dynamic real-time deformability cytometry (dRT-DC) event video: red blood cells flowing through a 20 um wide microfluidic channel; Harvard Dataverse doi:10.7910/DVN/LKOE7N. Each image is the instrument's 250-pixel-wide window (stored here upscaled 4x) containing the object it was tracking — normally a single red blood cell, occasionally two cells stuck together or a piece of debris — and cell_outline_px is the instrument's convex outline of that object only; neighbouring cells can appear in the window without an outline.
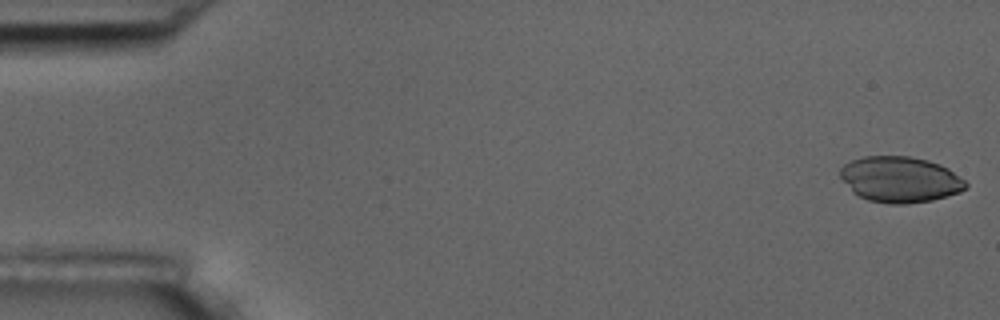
{"species": "common noctule bat (a hibernating species)", "species_latin": "Nyctalus noctula", "temperature_condition": "room temperature", "stored_images_in_passage": 6, "camera_frame_rate_fps": 3000, "um_per_image_px": 0.085, "animal": {"sex": "male", "body_mass_g": 17.5, "forearm_length_mm": 52.3}, "frame": {"image": 1, "passage_image": 1, "time_ms": 0.0, "image_size_px": [1000, 320], "cell_outline_px": [[968, 188], [960, 192], [932, 200], [908, 204], [888, 204], [868, 200], [852, 192], [840, 176], [840, 168], [844, 164], [852, 160], [864, 156], [908, 156], [928, 160], [940, 164], [948, 168], [964, 180], [968, 184]], "centroid_in_image_um": [76.51, 15.26], "position_along_channel_um": 8.5, "area_um2": 33.64}}